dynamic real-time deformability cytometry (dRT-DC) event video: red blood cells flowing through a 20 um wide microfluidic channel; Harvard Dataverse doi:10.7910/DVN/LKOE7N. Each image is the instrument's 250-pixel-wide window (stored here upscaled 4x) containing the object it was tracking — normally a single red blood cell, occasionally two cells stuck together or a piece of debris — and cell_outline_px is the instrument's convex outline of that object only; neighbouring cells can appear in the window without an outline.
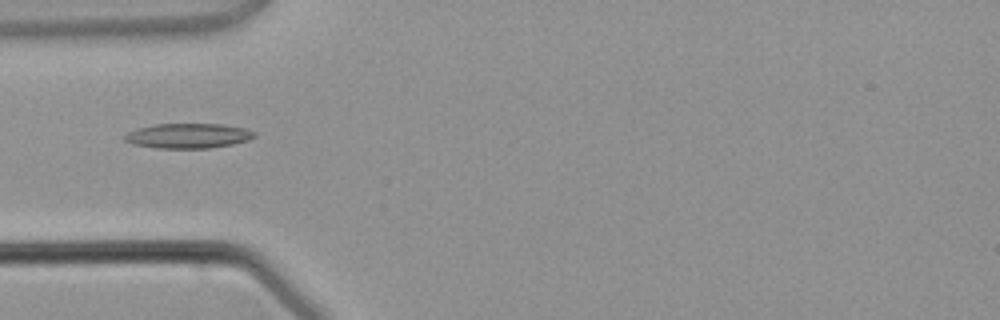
{"species": "common noctule bat (a hibernating species)", "species_latin": "Nyctalus noctula", "temperature_condition": "warm", "stored_images_in_passage": 3, "camera_frame_rate_fps": 3000, "um_per_image_px": 0.085, "animal": {"sex": "male", "body_mass_g": 21.5, "forearm_length_mm": 52.0}, "frame": {"image": 1, "passage_image": 3, "time_ms": 2.333, "image_size_px": [1000, 320], "cell_outline_px": [[256, 136], [248, 140], [232, 144], [208, 148], [156, 148], [132, 144], [124, 140], [124, 136], [128, 132], [136, 128], [152, 124], [224, 124], [244, 128], [256, 132]], "centroid_in_image_um": [15.97, 11.54], "position_along_channel_um": 69.0, "area_um2": 18.9}}